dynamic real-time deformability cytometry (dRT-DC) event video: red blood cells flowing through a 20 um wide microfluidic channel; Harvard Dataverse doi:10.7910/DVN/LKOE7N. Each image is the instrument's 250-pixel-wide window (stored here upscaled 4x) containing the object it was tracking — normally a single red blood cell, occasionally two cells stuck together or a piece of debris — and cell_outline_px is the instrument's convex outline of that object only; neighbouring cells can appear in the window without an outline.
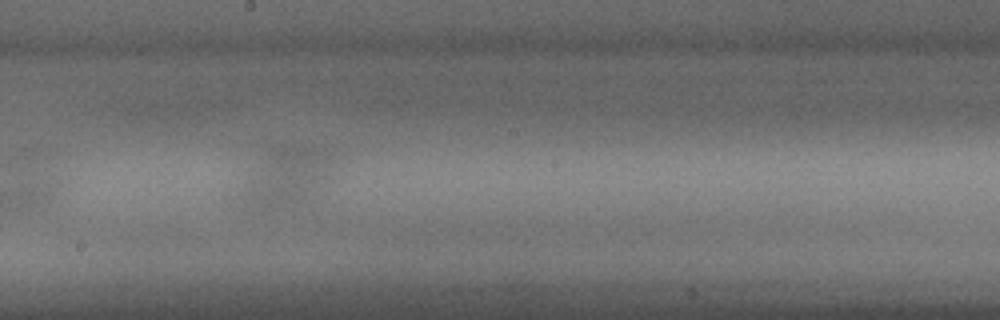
{"species": "common noctule bat (a hibernating species)", "species_latin": "Nyctalus noctula", "temperature_condition": "warm", "stored_images_in_passage": 26, "camera_frame_rate_fps": 3000, "um_per_image_px": 0.085, "animal": {"sex": "male", "body_mass_g": 15.6}, "frame": {"image": 1, "passage_image": 10, "time_ms": 3.0, "image_size_px": [1000, 320], "cell_outline_px": [[344, 152], [332, 180], [312, 200], [280, 208], [260, 208], [236, 196], [260, 144], [300, 144], [324, 148]], "centroid_in_image_um": [24.49, 14.84], "position_along_channel_um": 223.7, "area_um2": 36.01}}
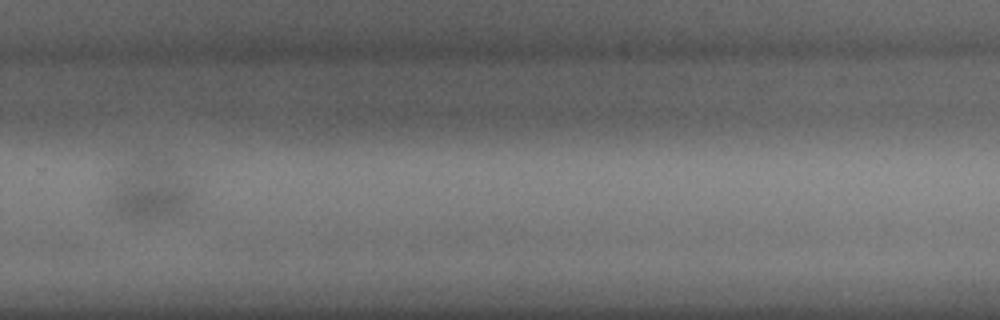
{"frame": {"image": 2, "passage_image": 15, "time_ms": 4.667, "image_size_px": [1000, 320], "cell_outline_px": [[204, 164], [192, 204], [180, 212], [172, 216], [120, 216], [112, 208], [112, 196], [116, 180], [132, 156], [140, 152], [176, 152], [196, 156]], "centroid_in_image_um": [13.33, 15.67], "position_along_channel_um": 316.5, "area_um2": 34.97}}
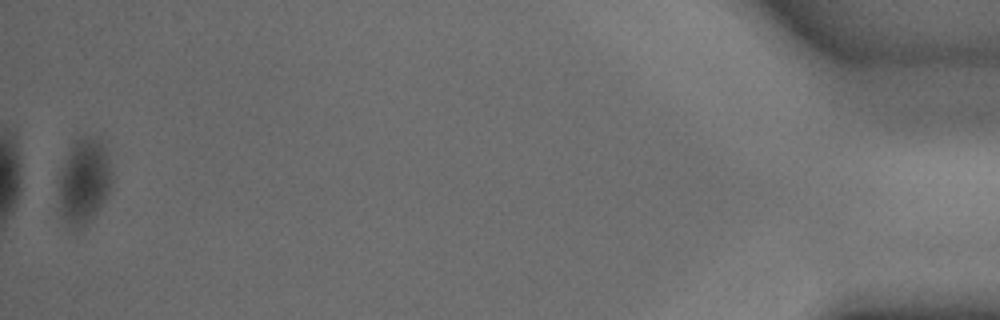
{"frame": {"image": 3, "passage_image": 26, "time_ms": 8.333, "image_size_px": [1000, 320], "cell_outline_px": [[112, 180], [108, 192], [104, 200], [92, 216], [80, 228], [72, 228], [64, 220], [60, 208], [60, 176], [64, 164], [72, 144], [76, 140], [84, 136], [100, 136], [104, 144], [108, 156], [112, 172]], "centroid_in_image_um": [7.18, 15.33], "position_along_channel_um": 428.0, "area_um2": 25.89}}